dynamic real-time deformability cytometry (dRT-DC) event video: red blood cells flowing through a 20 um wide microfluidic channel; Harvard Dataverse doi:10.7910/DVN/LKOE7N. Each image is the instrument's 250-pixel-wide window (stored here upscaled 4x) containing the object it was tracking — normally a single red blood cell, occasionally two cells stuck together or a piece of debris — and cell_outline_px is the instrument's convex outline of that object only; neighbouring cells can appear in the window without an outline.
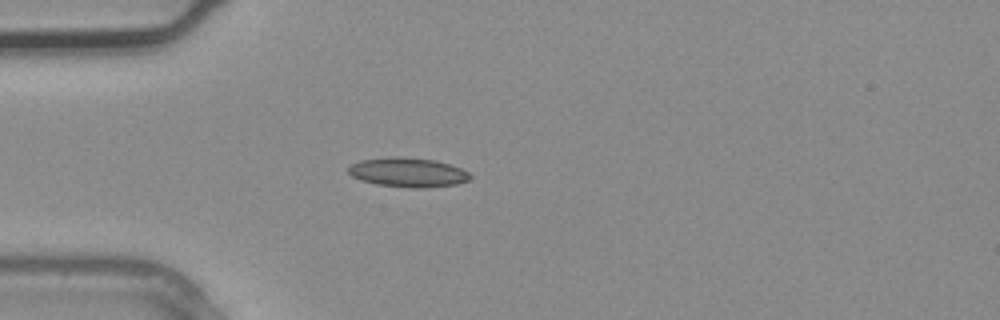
{"species": "common noctule bat (a hibernating species)", "species_latin": "Nyctalus noctula", "temperature_condition": "warm", "stored_images_in_passage": 2, "camera_frame_rate_fps": 3000, "um_per_image_px": 0.085, "animal": {"sex": "male", "body_mass_g": 20.4}, "frame": {"image": 1, "passage_image": 2, "time_ms": 0.333, "image_size_px": [1000, 320], "cell_outline_px": [[472, 176], [468, 180], [456, 184], [424, 188], [412, 188], [376, 184], [360, 180], [352, 176], [348, 172], [348, 168], [352, 164], [360, 160], [388, 156], [396, 156], [436, 160], [460, 168], [468, 172]], "centroid_in_image_um": [34.65, 14.64], "position_along_channel_um": 50.4, "area_um2": 20.87}}